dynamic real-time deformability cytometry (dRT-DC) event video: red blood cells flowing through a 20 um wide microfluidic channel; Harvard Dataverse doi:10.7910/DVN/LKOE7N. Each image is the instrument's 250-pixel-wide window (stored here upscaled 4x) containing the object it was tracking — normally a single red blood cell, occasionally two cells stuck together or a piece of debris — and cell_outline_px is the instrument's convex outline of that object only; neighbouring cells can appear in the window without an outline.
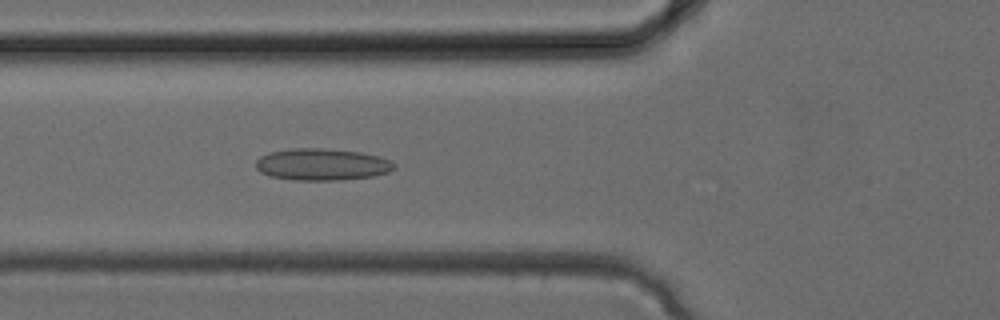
{"species": "common noctule bat (a hibernating species)", "species_latin": "Nyctalus noctula", "temperature_condition": "cold", "stored_images_in_passage": 35, "camera_frame_rate_fps": 3000, "um_per_image_px": 0.085, "animal": {"sex": "female", "body_mass_g": 24.6, "forearm_length_mm": 56.2}, "frame": {"image": 1, "passage_image": 12, "time_ms": 3.667, "image_size_px": [1000, 320], "cell_outline_px": [[396, 164], [388, 172], [372, 176], [344, 180], [292, 180], [268, 176], [260, 172], [256, 168], [256, 160], [260, 156], [268, 152], [292, 148], [324, 148], [360, 152], [380, 156]], "centroid_in_image_um": [27.32, 13.98], "position_along_channel_um": 98.5, "area_um2": 25.84}}
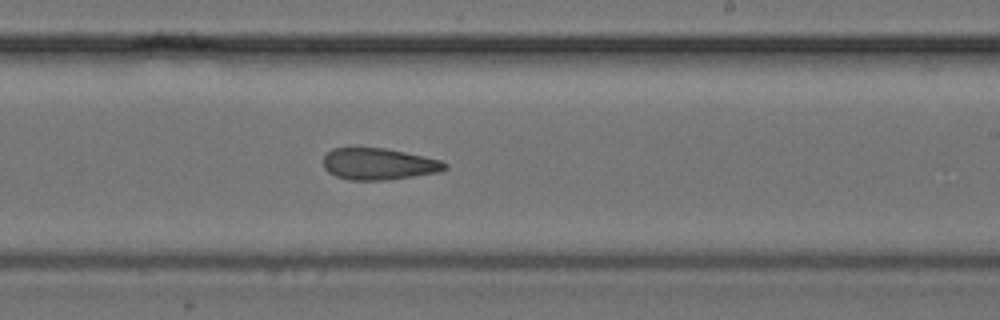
{"frame": {"image": 2, "passage_image": 20, "time_ms": 6.333, "image_size_px": [1000, 320], "cell_outline_px": [[448, 168], [440, 172], [384, 180], [348, 180], [336, 176], [328, 172], [324, 168], [324, 156], [332, 148], [384, 148], [404, 152], [440, 160], [448, 164]], "centroid_in_image_um": [32.18, 13.94], "position_along_channel_um": 256.8, "area_um2": 22.25}}
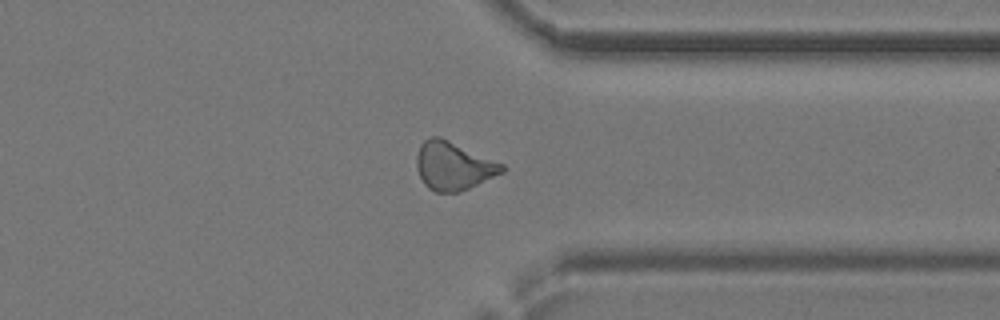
{"frame": {"image": 3, "passage_image": 26, "time_ms": 8.333, "image_size_px": [1000, 320], "cell_outline_px": [[504, 172], [468, 188], [456, 192], [436, 192], [428, 188], [424, 184], [416, 168], [416, 156], [420, 144], [424, 140], [432, 136], [440, 136], [504, 164]], "centroid_in_image_um": [38.51, 14.08], "position_along_channel_um": 372.9, "area_um2": 23.93}}